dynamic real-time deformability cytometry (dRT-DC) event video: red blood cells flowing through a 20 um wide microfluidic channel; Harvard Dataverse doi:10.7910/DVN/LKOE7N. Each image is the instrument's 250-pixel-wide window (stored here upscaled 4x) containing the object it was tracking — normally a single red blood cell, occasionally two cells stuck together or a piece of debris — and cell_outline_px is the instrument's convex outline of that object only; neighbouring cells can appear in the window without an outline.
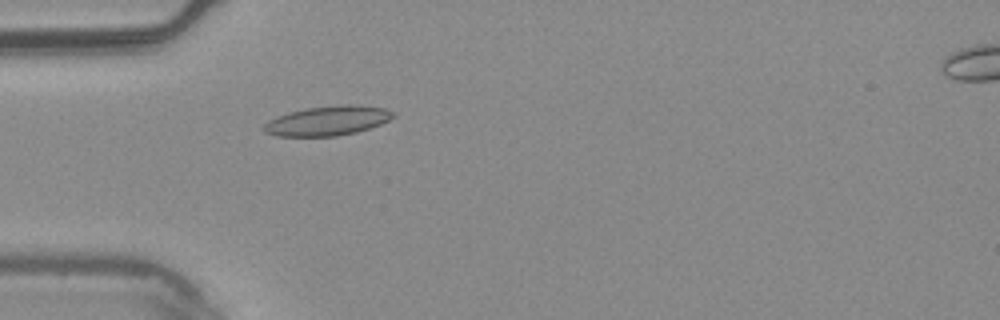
{"species": "common noctule bat (a hibernating species)", "species_latin": "Nyctalus noctula", "temperature_condition": "warm", "stored_images_in_passage": 2, "camera_frame_rate_fps": 3000, "um_per_image_px": 0.085, "animal": {"sex": "male", "body_mass_g": 20.4}, "frame": {"image": 1, "passage_image": 2, "time_ms": 0.333, "image_size_px": [1000, 320], "cell_outline_px": [[396, 116], [380, 124], [356, 132], [336, 136], [276, 136], [264, 132], [264, 124], [268, 120], [276, 116], [288, 112], [308, 108], [344, 104], [356, 104], [384, 108], [396, 112]], "centroid_in_image_um": [27.85, 10.25], "position_along_channel_um": 57.1, "area_um2": 22.31}}